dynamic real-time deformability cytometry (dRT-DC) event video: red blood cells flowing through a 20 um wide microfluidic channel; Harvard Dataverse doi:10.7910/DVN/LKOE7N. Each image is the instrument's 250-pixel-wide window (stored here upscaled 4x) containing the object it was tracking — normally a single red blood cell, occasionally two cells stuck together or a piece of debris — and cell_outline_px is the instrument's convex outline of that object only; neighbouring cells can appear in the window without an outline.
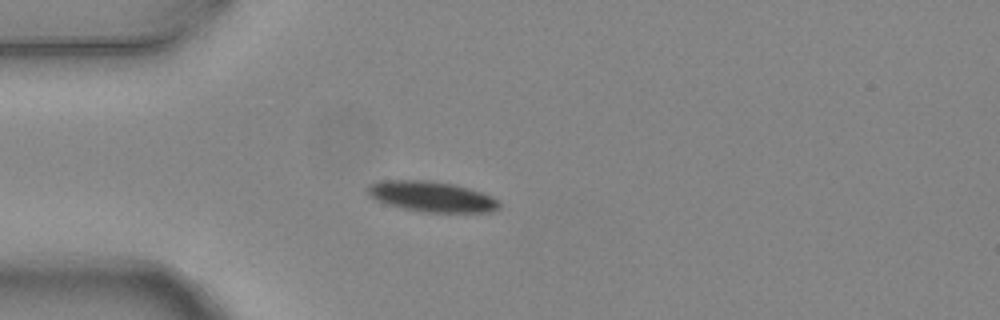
{"species": "common noctule bat (a hibernating species)", "species_latin": "Nyctalus noctula", "temperature_condition": "warm", "stored_images_in_passage": 4, "camera_frame_rate_fps": 3000, "um_per_image_px": 0.085, "animal": {"sex": "female", "body_mass_g": 24.6, "forearm_length_mm": 56.2}, "frame": {"image": 1, "passage_image": 4, "time_ms": 1.0, "image_size_px": [1000, 320], "cell_outline_px": [[500, 208], [492, 212], [424, 212], [404, 208], [388, 204], [376, 200], [368, 196], [368, 184], [384, 180], [428, 180], [452, 184], [468, 188], [492, 196], [500, 204]], "centroid_in_image_um": [36.68, 16.71], "position_along_channel_um": 48.3, "area_um2": 23.24}}